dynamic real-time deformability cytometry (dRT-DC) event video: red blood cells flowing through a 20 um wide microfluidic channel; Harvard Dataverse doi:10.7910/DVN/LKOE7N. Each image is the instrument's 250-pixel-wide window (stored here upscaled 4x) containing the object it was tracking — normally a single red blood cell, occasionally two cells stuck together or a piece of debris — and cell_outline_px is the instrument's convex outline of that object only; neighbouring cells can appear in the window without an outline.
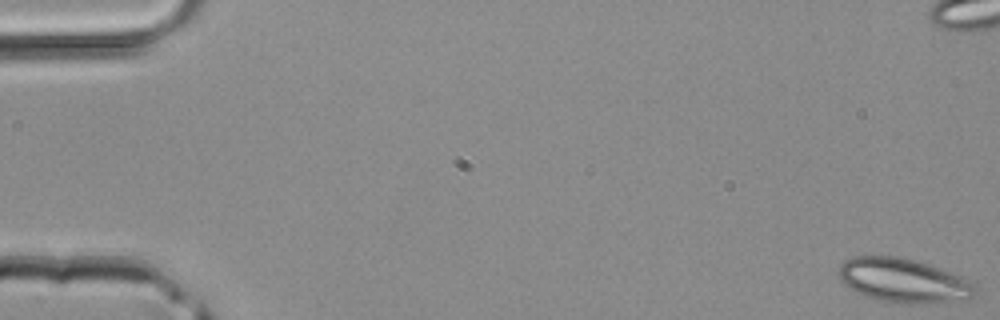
{"species": "common noctule bat (a hibernating species)", "species_latin": "Nyctalus noctula", "temperature_condition": "room temperature", "stored_images_in_passage": 45, "camera_frame_rate_fps": 3000, "um_per_image_px": 0.085, "animal": {"sex": "male", "body_mass_g": 20.4}, "frame": {"image": 1, "passage_image": 1, "time_ms": 0.0, "image_size_px": [1000, 320], "cell_outline_px": [[976, 296], [968, 300], [928, 304], [900, 304], [876, 300], [856, 292], [848, 288], [840, 280], [836, 272], [840, 264], [844, 260], [852, 256], [896, 256], [928, 264], [960, 276], [976, 284]], "centroid_in_image_um": [76.78, 23.87], "position_along_channel_um": 8.2, "area_um2": 35.78}}
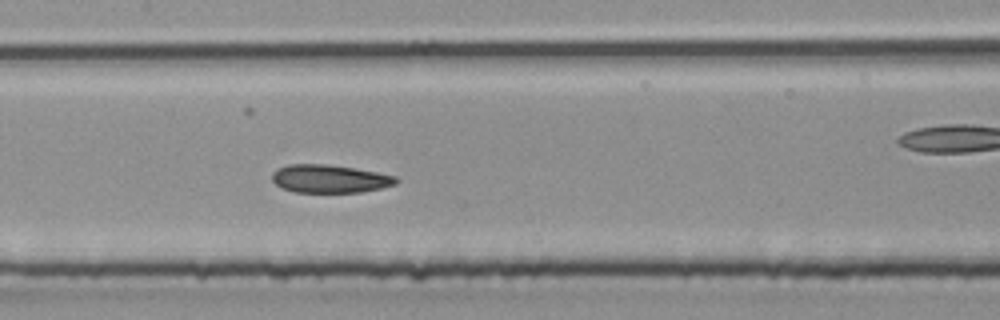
{"frame": {"image": 2, "passage_image": 22, "time_ms": 7.0, "image_size_px": [1000, 320], "cell_outline_px": [[400, 180], [396, 184], [380, 188], [360, 192], [296, 192], [280, 188], [272, 180], [272, 172], [276, 168], [288, 164], [328, 164], [376, 172], [396, 176]], "centroid_in_image_um": [27.99, 15.19], "position_along_channel_um": 179.4, "area_um2": 20.35}}
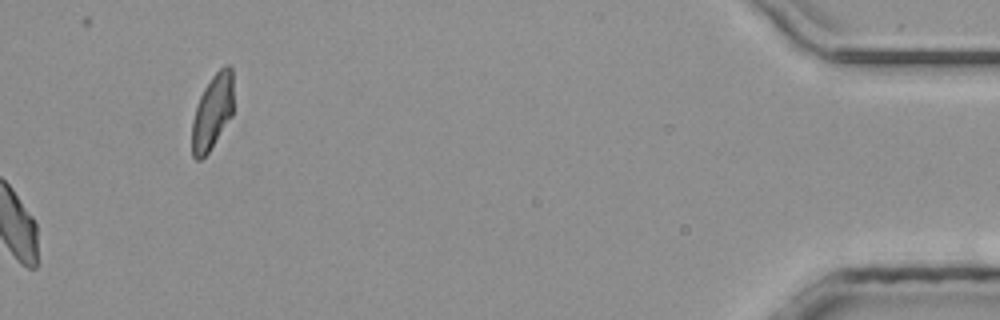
{"frame": {"image": 3, "passage_image": 45, "time_ms": 14.667, "image_size_px": [1000, 320], "cell_outline_px": [[232, 116], [208, 152], [200, 160], [196, 160], [192, 156], [192, 120], [196, 104], [204, 88], [212, 76], [224, 64], [228, 64], [232, 68]], "centroid_in_image_um": [18.04, 9.5], "position_along_channel_um": 417.2, "area_um2": 18.09}}